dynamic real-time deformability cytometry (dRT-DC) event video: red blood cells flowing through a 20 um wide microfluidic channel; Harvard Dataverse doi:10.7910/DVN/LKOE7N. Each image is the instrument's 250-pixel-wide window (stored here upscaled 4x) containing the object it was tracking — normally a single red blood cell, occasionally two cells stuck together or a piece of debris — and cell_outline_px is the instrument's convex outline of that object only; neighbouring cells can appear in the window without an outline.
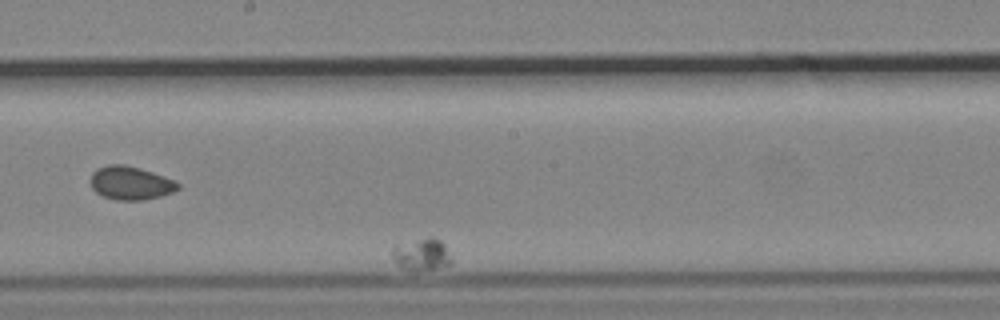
{"species": "common noctule bat (a hibernating species)", "species_latin": "Nyctalus noctula", "temperature_condition": "cold", "stored_images_in_passage": 12, "segment_of_instrument_passage": [2, 2], "camera_frame_rate_fps": 3000, "um_per_image_px": 0.085, "animal": {"sex": "male", "body_mass_g": 19.2, "forearm_length_mm": 51.8}, "frame": {"image": 1, "passage_image": 8, "time_ms": 9.333, "image_size_px": [1000, 320], "cell_outline_px": [[452, 260], [448, 264], [436, 268], [416, 272], [404, 268], [396, 264], [392, 256], [392, 248], [396, 244], [428, 236], [432, 236], [440, 240], [444, 244], [452, 256]], "centroid_in_image_um": [35.83, 21.61], "position_along_channel_um": 212.4, "area_um2": 11.33}}
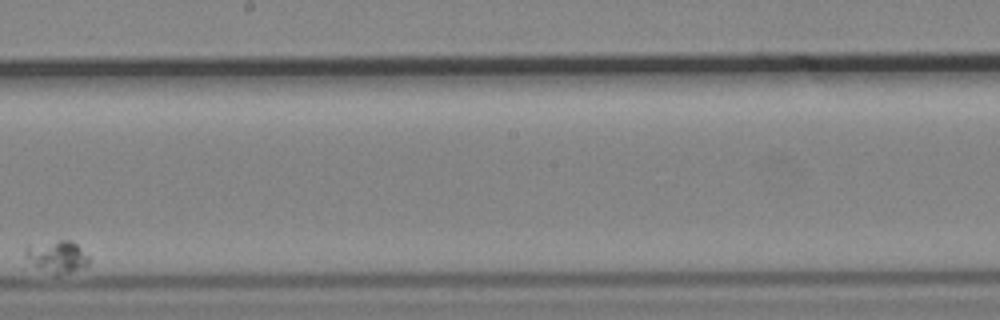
{"frame": {"image": 2, "passage_image": 9, "time_ms": 10.667, "image_size_px": [1000, 320], "cell_outline_px": [[88, 264], [80, 268], [56, 276], [40, 268], [24, 256], [24, 252], [28, 244], [60, 240], [68, 240], [76, 244], [88, 256]], "centroid_in_image_um": [4.82, 21.79], "position_along_channel_um": 243.4, "area_um2": 11.62}}
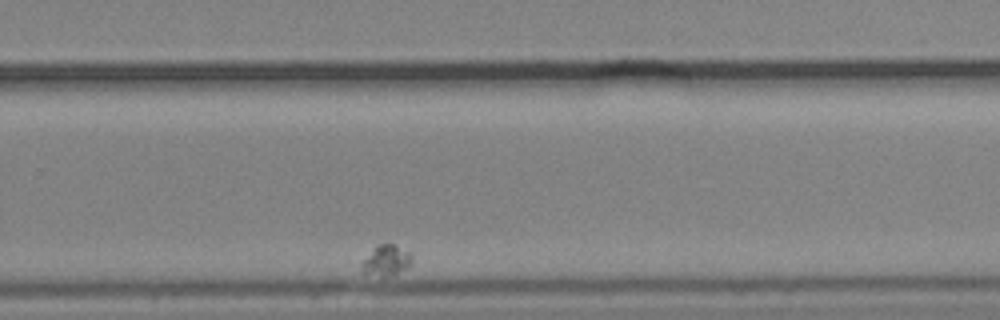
{"frame": {"image": 3, "passage_image": 11, "time_ms": 13.0, "image_size_px": [1000, 320], "cell_outline_px": [[412, 264], [408, 268], [384, 276], [352, 276], [348, 264], [348, 256], [380, 244], [392, 244], [408, 252], [412, 260]], "centroid_in_image_um": [32.24, 22.19], "position_along_channel_um": 297.6, "area_um2": 11.44}}